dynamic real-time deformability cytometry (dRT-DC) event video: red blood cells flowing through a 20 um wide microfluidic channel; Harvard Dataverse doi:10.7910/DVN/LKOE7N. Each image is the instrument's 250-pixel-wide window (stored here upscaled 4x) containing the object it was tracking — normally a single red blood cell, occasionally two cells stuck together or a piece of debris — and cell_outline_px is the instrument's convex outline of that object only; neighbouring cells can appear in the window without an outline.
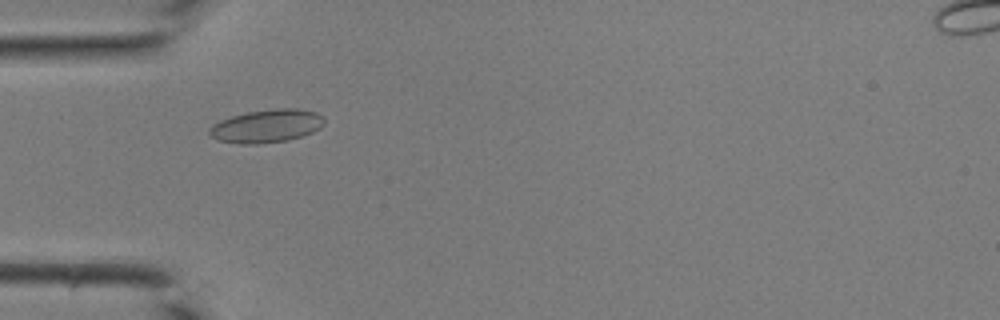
{"species": "common noctule bat (a hibernating species)", "species_latin": "Nyctalus noctula", "temperature_condition": "room temperature", "stored_images_in_passage": 37, "camera_frame_rate_fps": 3000, "um_per_image_px": 0.085, "animal": {"sex": "male", "body_mass_g": 19.0, "forearm_length_mm": 50.8}, "frame": {"image": 1, "passage_image": 8, "time_ms": 2.333, "image_size_px": [1000, 320], "cell_outline_px": [[324, 124], [320, 128], [312, 132], [288, 140], [256, 144], [240, 144], [220, 140], [212, 136], [208, 132], [208, 128], [212, 124], [220, 120], [244, 112], [276, 108], [296, 108], [316, 112], [324, 116]], "centroid_in_image_um": [22.66, 10.7], "position_along_channel_um": 62.3, "area_um2": 22.25}}
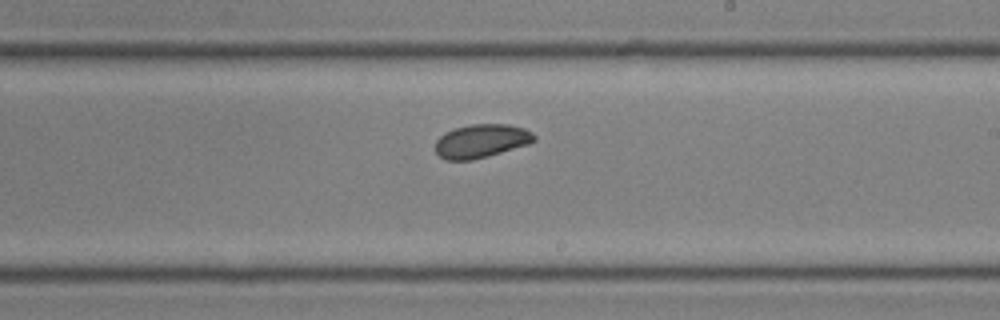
{"frame": {"image": 2, "passage_image": 20, "time_ms": 6.333, "image_size_px": [1000, 320], "cell_outline_px": [[536, 140], [528, 144], [488, 156], [472, 160], [444, 160], [436, 152], [436, 140], [444, 132], [456, 128], [472, 124], [508, 124], [524, 128], [532, 132], [536, 136]], "centroid_in_image_um": [40.91, 11.98], "position_along_channel_um": 248.1, "area_um2": 19.31}}
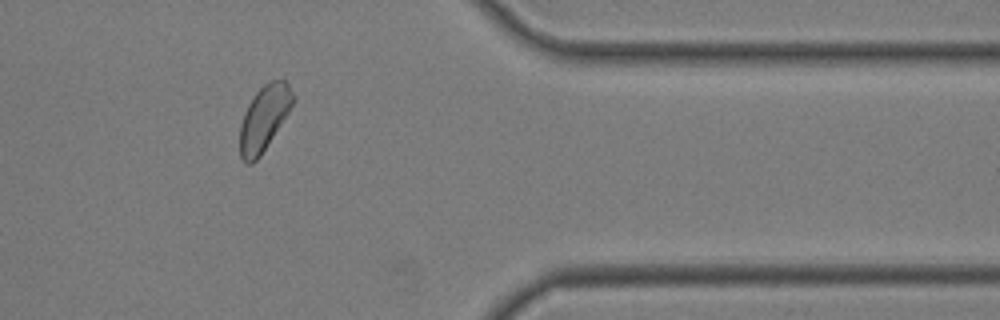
{"frame": {"image": 3, "passage_image": 30, "time_ms": 9.667, "image_size_px": [1000, 320], "cell_outline_px": [[296, 100], [260, 156], [252, 164], [248, 164], [240, 156], [240, 124], [244, 112], [248, 104], [256, 92], [264, 84], [272, 80], [284, 80], [288, 84], [296, 96]], "centroid_in_image_um": [22.45, 10.02], "position_along_channel_um": 388.9, "area_um2": 20.0}}